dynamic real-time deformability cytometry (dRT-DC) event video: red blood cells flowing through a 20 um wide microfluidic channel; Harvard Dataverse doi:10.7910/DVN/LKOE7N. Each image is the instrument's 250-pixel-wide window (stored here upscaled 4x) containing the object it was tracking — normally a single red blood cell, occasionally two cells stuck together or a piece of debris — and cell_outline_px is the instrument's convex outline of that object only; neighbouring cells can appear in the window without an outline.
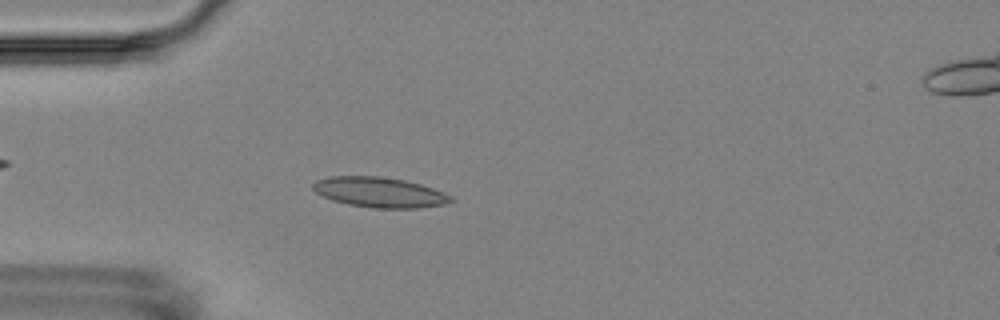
{"species": "Egyptian fruit bat (a non-hibernating species)", "species_latin": "Rousettus aegyptiacus", "temperature_condition": "room temperature", "stored_images_in_passage": 3, "camera_frame_rate_fps": 3000, "um_per_image_px": 0.085, "animal": {"sex": "female"}, "frame": {"image": 1, "passage_image": 3, "time_ms": 3.333, "image_size_px": [1000, 320], "cell_outline_px": [[456, 200], [444, 204], [420, 208], [372, 208], [348, 204], [332, 200], [316, 192], [312, 188], [312, 184], [316, 180], [328, 176], [380, 176], [404, 180], [420, 184], [444, 192], [452, 196]], "centroid_in_image_um": [32.27, 16.34], "position_along_channel_um": 52.7, "area_um2": 24.33}}